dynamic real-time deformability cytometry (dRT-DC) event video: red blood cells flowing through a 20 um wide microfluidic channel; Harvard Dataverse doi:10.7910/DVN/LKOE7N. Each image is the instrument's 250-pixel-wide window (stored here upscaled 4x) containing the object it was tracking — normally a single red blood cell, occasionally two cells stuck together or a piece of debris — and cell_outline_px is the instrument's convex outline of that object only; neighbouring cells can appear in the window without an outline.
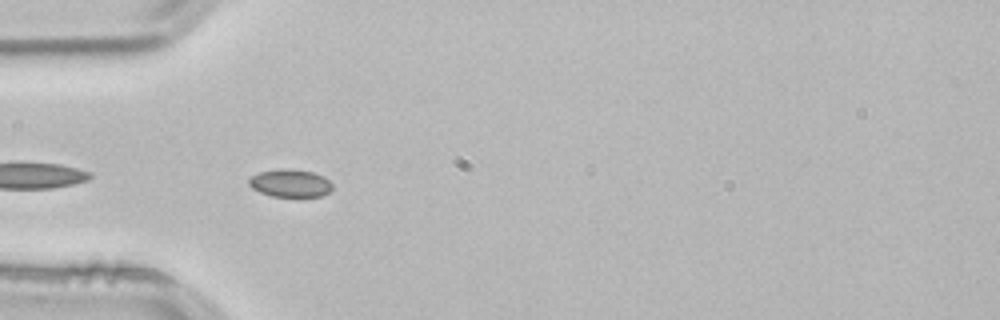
{"species": "common noctule bat (a hibernating species)", "species_latin": "Nyctalus noctula", "temperature_condition": "room temperature", "stored_images_in_passage": 5, "camera_frame_rate_fps": 3000, "um_per_image_px": 0.085, "animal": {"sex": "male", "body_mass_g": 21.5, "forearm_length_mm": 52.0}, "frame": {"image": 1, "passage_image": 2, "time_ms": 0.333, "image_size_px": [1000, 320], "cell_outline_px": [[332, 188], [328, 192], [320, 196], [300, 200], [272, 196], [260, 192], [252, 188], [248, 184], [248, 180], [252, 176], [260, 172], [280, 168], [288, 168], [312, 172], [324, 176], [332, 184]], "centroid_in_image_um": [24.69, 15.62], "position_along_channel_um": 60.3, "area_um2": 14.1}}